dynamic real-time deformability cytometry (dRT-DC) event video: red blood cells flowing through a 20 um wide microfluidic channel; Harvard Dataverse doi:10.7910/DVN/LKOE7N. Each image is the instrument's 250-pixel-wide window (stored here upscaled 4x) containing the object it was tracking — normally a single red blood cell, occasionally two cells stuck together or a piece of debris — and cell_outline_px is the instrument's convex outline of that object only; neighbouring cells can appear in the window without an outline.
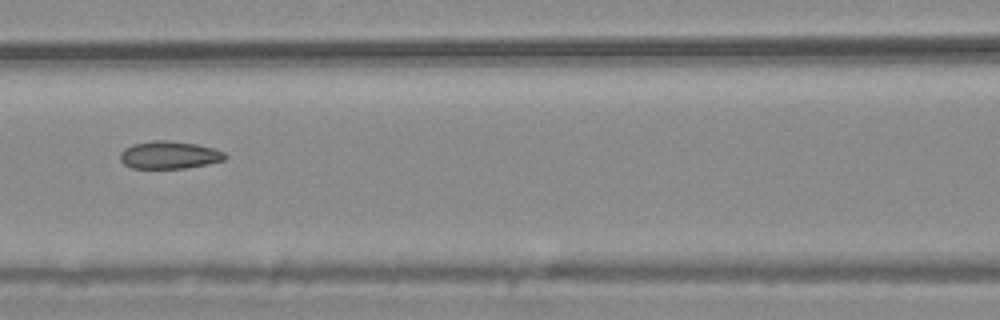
{"species": "common noctule bat (a hibernating species)", "species_latin": "Nyctalus noctula", "temperature_condition": "warm", "stored_images_in_passage": 8, "camera_frame_rate_fps": 3000, "um_per_image_px": 0.085, "animal": {"sex": "male", "body_mass_g": 20.4}, "frame": {"image": 1, "passage_image": 6, "time_ms": 1.667, "image_size_px": [1000, 320], "cell_outline_px": [[228, 156], [224, 160], [208, 164], [184, 168], [132, 168], [124, 164], [120, 160], [120, 152], [124, 148], [132, 144], [152, 140], [168, 140], [196, 144], [212, 148], [224, 152]], "centroid_in_image_um": [14.37, 13.17], "position_along_channel_um": 152.2, "area_um2": 16.94}}
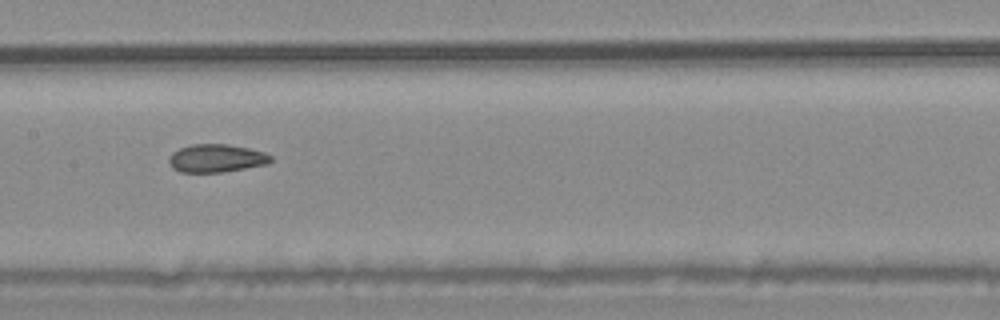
{"frame": {"image": 2, "passage_image": 7, "time_ms": 2.0, "image_size_px": [1000, 320], "cell_outline_px": [[272, 160], [268, 164], [224, 172], [180, 172], [172, 168], [168, 160], [172, 152], [180, 148], [192, 144], [228, 144], [248, 148], [264, 152], [272, 156]], "centroid_in_image_um": [18.39, 13.45], "position_along_channel_um": 189.0, "area_um2": 16.7}}
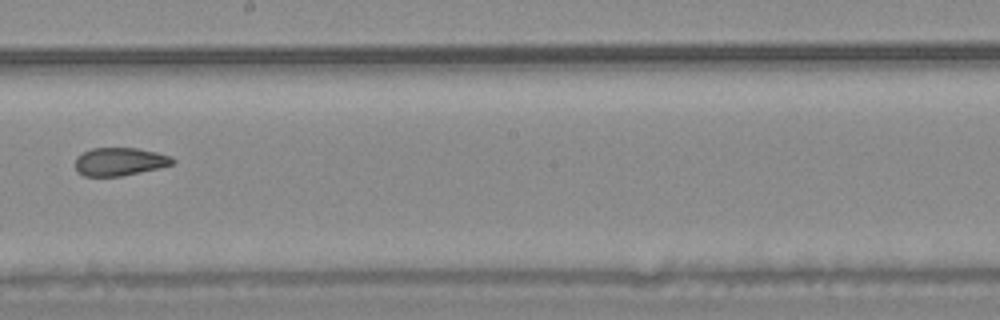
{"frame": {"image": 3, "passage_image": 8, "time_ms": 2.333, "image_size_px": [1000, 320], "cell_outline_px": [[176, 160], [172, 164], [140, 172], [120, 176], [84, 176], [76, 172], [76, 156], [92, 148], [136, 148], [156, 152], [172, 156]], "centroid_in_image_um": [10.15, 13.73], "position_along_channel_um": 238.0, "area_um2": 15.84}}